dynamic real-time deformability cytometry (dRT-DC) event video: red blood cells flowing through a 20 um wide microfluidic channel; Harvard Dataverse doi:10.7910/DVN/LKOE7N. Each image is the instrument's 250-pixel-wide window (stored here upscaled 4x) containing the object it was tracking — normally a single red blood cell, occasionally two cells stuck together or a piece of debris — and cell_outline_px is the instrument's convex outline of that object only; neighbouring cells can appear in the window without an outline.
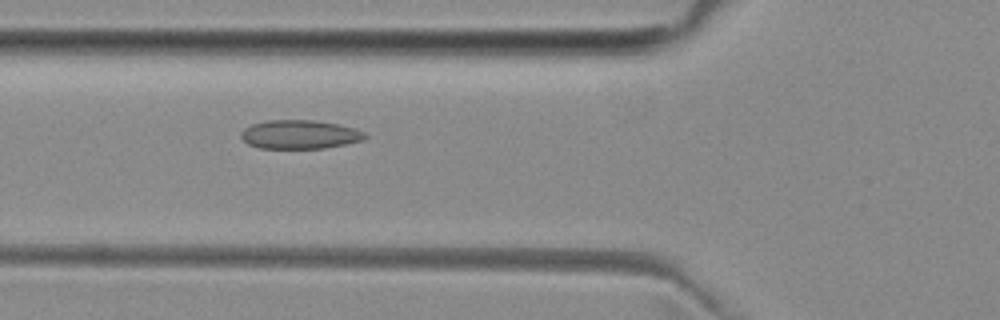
{"species": "common noctule bat (a hibernating species)", "species_latin": "Nyctalus noctula", "temperature_condition": "room temperature", "stored_images_in_passage": 46, "camera_frame_rate_fps": 3000, "um_per_image_px": 0.085, "animal": {"sex": "female", "body_mass_g": 29.2, "forearm_length_mm": 56.3}, "frame": {"image": 1, "passage_image": 13, "time_ms": 4.0, "image_size_px": [1000, 320], "cell_outline_px": [[368, 136], [364, 140], [324, 148], [260, 148], [248, 144], [240, 136], [240, 132], [244, 128], [252, 124], [268, 120], [316, 120], [340, 124], [356, 128], [364, 132]], "centroid_in_image_um": [25.49, 11.42], "position_along_channel_um": 100.3, "area_um2": 20.92}}
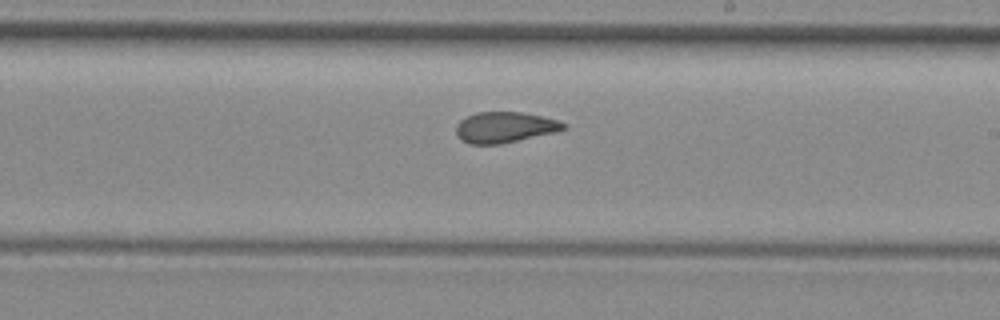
{"frame": {"image": 2, "passage_image": 24, "time_ms": 7.667, "image_size_px": [1000, 320], "cell_outline_px": [[568, 128], [556, 132], [500, 144], [468, 144], [460, 140], [456, 136], [456, 124], [460, 120], [476, 112], [520, 112], [560, 120], [568, 124]], "centroid_in_image_um": [42.91, 10.82], "position_along_channel_um": 246.1, "area_um2": 19.48}}
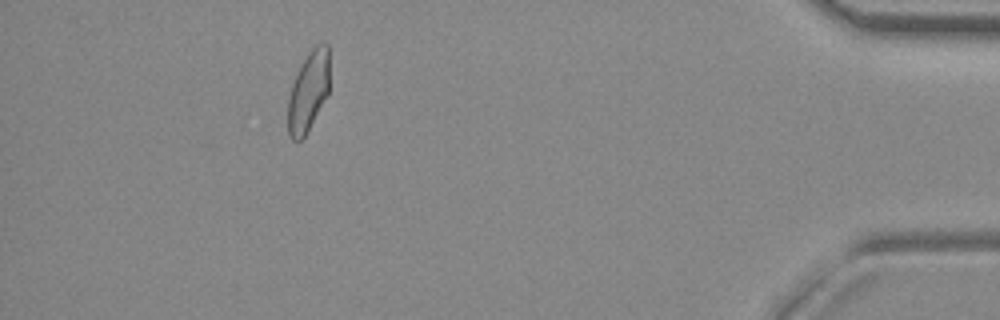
{"frame": {"image": 3, "passage_image": 41, "time_ms": 13.333, "image_size_px": [1000, 320], "cell_outline_px": [[328, 96], [304, 136], [300, 140], [292, 140], [288, 136], [288, 100], [292, 84], [300, 64], [308, 52], [316, 44], [328, 44]], "centroid_in_image_um": [26.2, 7.77], "position_along_channel_um": 409.0, "area_um2": 19.31}, "authors_computed_cell_mechanics": {"area_um2": 20.3745, "velocity_mm_per_s": 3.9681, "shape_relaxation_time_tau1_ms": null, "shape_relaxation_time_tau2_ms": 1.5117, "deformation_change_tau1": null, "deformation_change_tau2": 0.076}}